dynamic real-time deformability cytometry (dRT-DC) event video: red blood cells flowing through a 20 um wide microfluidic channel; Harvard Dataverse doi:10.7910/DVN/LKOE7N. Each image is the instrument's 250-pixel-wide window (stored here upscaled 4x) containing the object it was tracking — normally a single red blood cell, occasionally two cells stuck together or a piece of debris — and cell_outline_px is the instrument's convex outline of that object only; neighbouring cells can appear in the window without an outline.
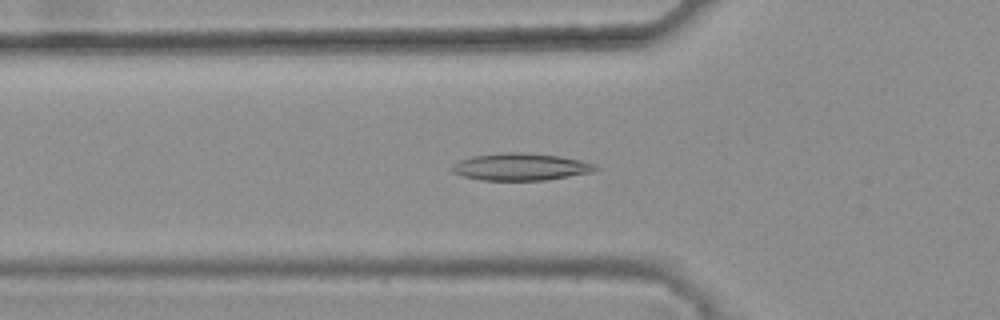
{"species": "common noctule bat (a hibernating species)", "species_latin": "Nyctalus noctula", "temperature_condition": "warm", "stored_images_in_passage": 46, "camera_frame_rate_fps": 3000, "um_per_image_px": 0.085, "animal": {"sex": "female", "body_mass_g": 25.1}, "frame": {"image": 1, "passage_image": 18, "time_ms": 5.667, "image_size_px": [1000, 320], "cell_outline_px": [[600, 168], [592, 172], [544, 180], [480, 180], [464, 176], [452, 172], [448, 168], [452, 164], [460, 160], [472, 156], [504, 152], [520, 152], [560, 156], [580, 160], [596, 164]], "centroid_in_image_um": [44.22, 14.17], "position_along_channel_um": 81.6, "area_um2": 22.77}}
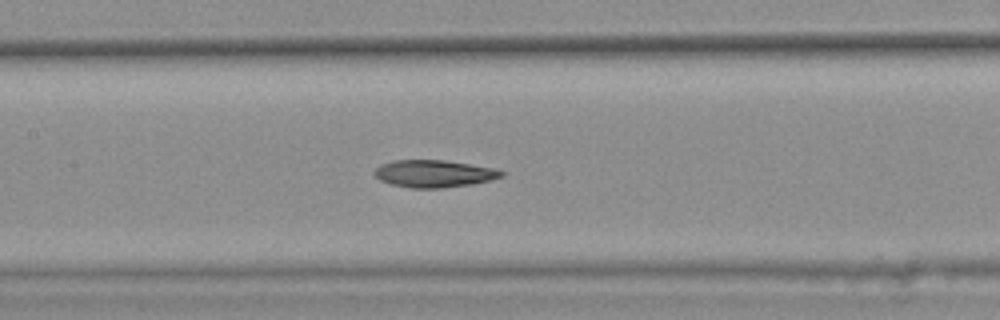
{"frame": {"image": 2, "passage_image": 25, "time_ms": 8.0, "image_size_px": [1000, 320], "cell_outline_px": [[504, 176], [492, 180], [472, 184], [440, 188], [412, 188], [392, 184], [380, 180], [372, 172], [380, 164], [392, 160], [444, 160], [492, 168], [504, 172]], "centroid_in_image_um": [36.86, 14.76], "position_along_channel_um": 170.5, "area_um2": 20.11}}
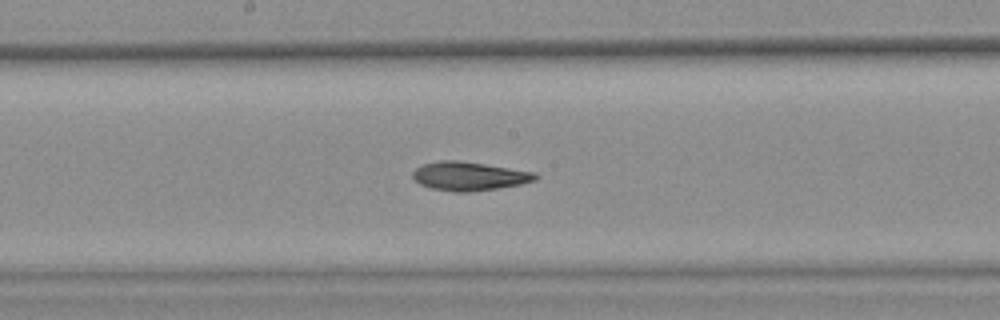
{"frame": {"image": 3, "passage_image": 28, "time_ms": 9.0, "image_size_px": [1000, 320], "cell_outline_px": [[540, 176], [536, 180], [520, 184], [496, 188], [468, 192], [452, 192], [432, 188], [420, 184], [412, 176], [412, 172], [416, 168], [424, 164], [440, 160], [456, 160], [484, 164], [536, 172]], "centroid_in_image_um": [39.89, 14.97], "position_along_channel_um": 208.3, "area_um2": 20.4}, "authors_computed_cell_mechanics": {"area_um2": 20.6346, "velocity_mm_per_s": 3.7908, "shape_relaxation_time_tau1_ms": null, "shape_relaxation_time_tau2_ms": 4.1756, "deformation_change_tau1": null, "deformation_change_tau2": 0.1115}}